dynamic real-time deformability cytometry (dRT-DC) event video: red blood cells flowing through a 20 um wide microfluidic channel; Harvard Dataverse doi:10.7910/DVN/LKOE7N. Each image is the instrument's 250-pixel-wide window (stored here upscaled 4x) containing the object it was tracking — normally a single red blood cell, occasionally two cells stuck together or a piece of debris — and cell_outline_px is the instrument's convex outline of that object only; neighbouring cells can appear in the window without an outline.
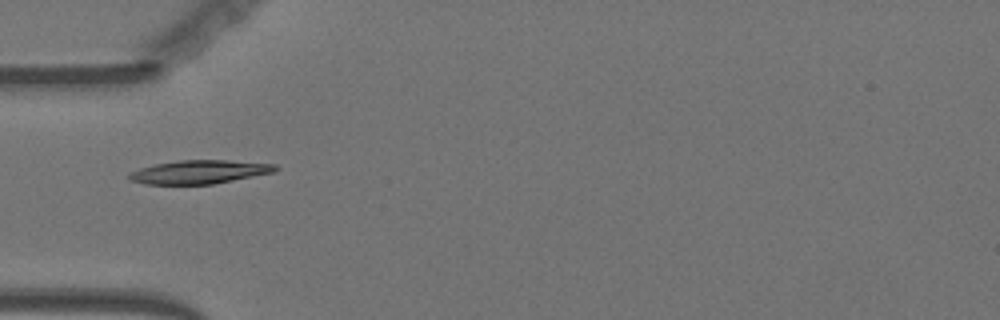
{"species": "Egyptian fruit bat (a non-hibernating species)", "species_latin": "Rousettus aegyptiacus", "temperature_condition": "warm", "stored_images_in_passage": 39, "camera_frame_rate_fps": 3000, "um_per_image_px": 0.085, "animal": {"sex": "female"}, "frame": {"image": 1, "passage_image": 1, "time_ms": 0.0, "image_size_px": [1000, 320], "cell_outline_px": [[280, 168], [276, 172], [212, 184], [144, 184], [128, 180], [128, 172], [140, 168], [156, 164], [180, 160], [228, 160], [276, 164]], "centroid_in_image_um": [16.95, 14.61], "position_along_channel_um": 68.0, "area_um2": 20.17}}
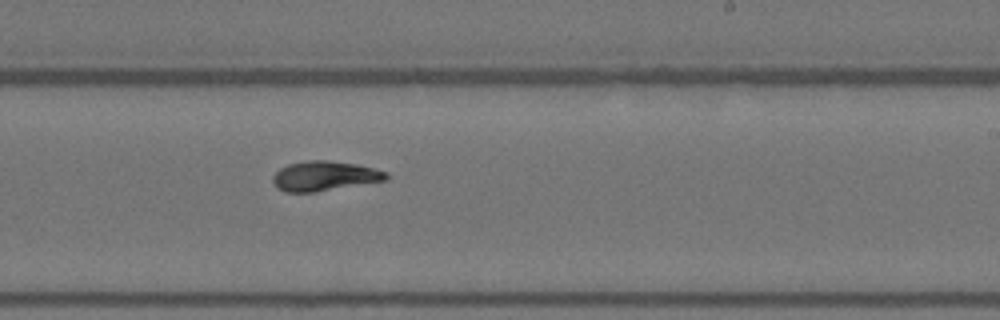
{"frame": {"image": 2, "passage_image": 17, "time_ms": 5.333, "image_size_px": [1000, 320], "cell_outline_px": [[388, 180], [316, 192], [284, 192], [276, 188], [272, 180], [272, 176], [280, 168], [288, 164], [308, 160], [328, 160], [356, 164], [388, 172]], "centroid_in_image_um": [27.57, 14.96], "position_along_channel_um": 261.4, "area_um2": 19.77}}
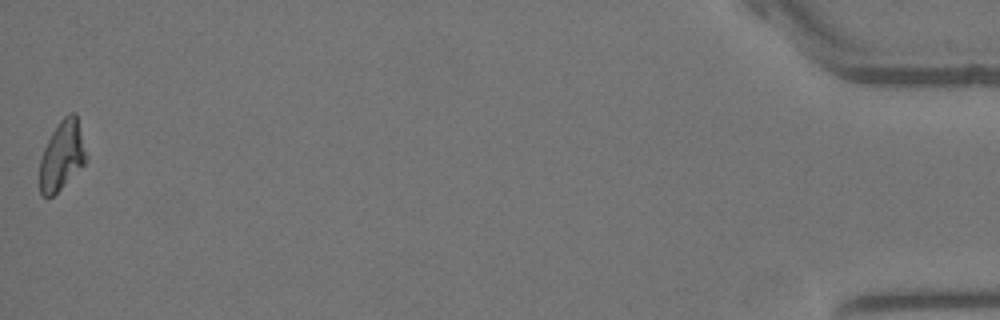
{"frame": {"image": 3, "passage_image": 39, "time_ms": 12.667, "image_size_px": [1000, 320], "cell_outline_px": [[88, 160], [52, 196], [44, 196], [40, 192], [40, 160], [44, 148], [52, 132], [60, 120], [68, 112], [76, 112], [88, 156]], "centroid_in_image_um": [5.29, 13.16], "position_along_channel_um": 429.9, "area_um2": 18.61}, "authors_computed_cell_mechanics": {"area_um2": 19.2474, "velocity_mm_per_s": 3.613, "shape_relaxation_time_tau1_ms": 6.3818, "shape_relaxation_time_tau2_ms": 6.3955, "deformation_change_tau1": 0.2176, "deformation_change_tau2": 0.1088}}